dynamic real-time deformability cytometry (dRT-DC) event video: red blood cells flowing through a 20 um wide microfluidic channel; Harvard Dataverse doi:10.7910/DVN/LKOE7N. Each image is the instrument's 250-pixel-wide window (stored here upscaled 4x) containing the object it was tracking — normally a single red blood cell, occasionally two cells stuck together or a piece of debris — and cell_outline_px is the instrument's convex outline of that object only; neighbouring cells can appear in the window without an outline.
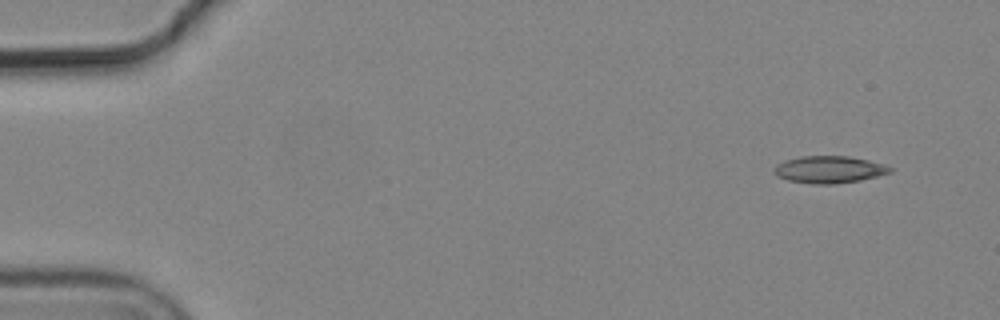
{"species": "common noctule bat (a hibernating species)", "species_latin": "Nyctalus noctula", "temperature_condition": "cold", "stored_images_in_passage": 7, "camera_frame_rate_fps": 3000, "um_per_image_px": 0.085, "animal": {"sex": "male", "body_mass_g": 19.2, "forearm_length_mm": 51.8}, "frame": {"image": 1, "passage_image": 1, "time_ms": 0.0, "image_size_px": [1000, 320], "cell_outline_px": [[896, 168], [892, 172], [860, 180], [836, 184], [812, 184], [788, 180], [776, 176], [772, 172], [772, 168], [776, 164], [784, 160], [800, 156], [848, 156], [868, 160], [884, 164]], "centroid_in_image_um": [70.46, 14.41], "position_along_channel_um": 14.5, "area_um2": 18.61}}
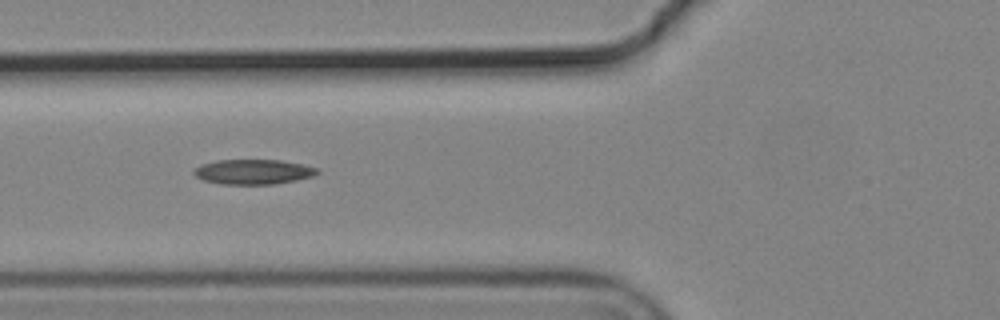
{"frame": {"image": 2, "passage_image": 6, "time_ms": 1.667, "image_size_px": [1000, 320], "cell_outline_px": [[320, 172], [312, 176], [296, 180], [272, 184], [220, 184], [204, 180], [196, 176], [192, 172], [200, 164], [216, 160], [280, 160], [304, 164], [316, 168]], "centroid_in_image_um": [21.51, 14.6], "position_along_channel_um": 104.3, "area_um2": 17.86}}
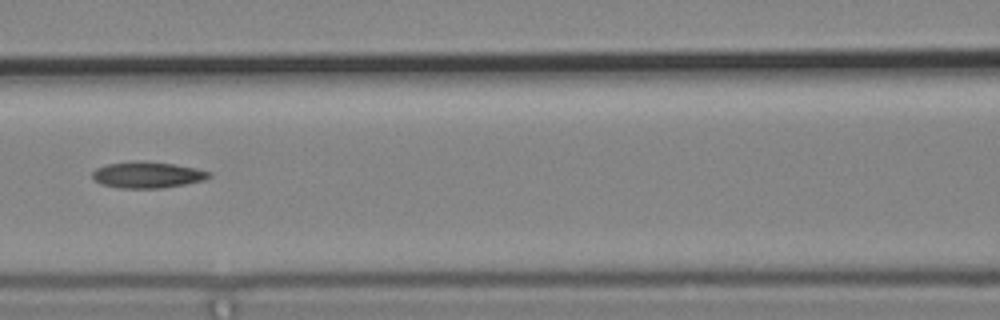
{"frame": {"image": 3, "passage_image": 7, "time_ms": 2.0, "image_size_px": [1000, 320], "cell_outline_px": [[212, 176], [204, 180], [164, 188], [120, 188], [100, 184], [92, 176], [92, 172], [96, 168], [108, 164], [136, 160], [140, 160], [172, 164], [196, 168], [212, 172]], "centroid_in_image_um": [12.54, 14.86], "position_along_channel_um": 154.1, "area_um2": 17.92}}